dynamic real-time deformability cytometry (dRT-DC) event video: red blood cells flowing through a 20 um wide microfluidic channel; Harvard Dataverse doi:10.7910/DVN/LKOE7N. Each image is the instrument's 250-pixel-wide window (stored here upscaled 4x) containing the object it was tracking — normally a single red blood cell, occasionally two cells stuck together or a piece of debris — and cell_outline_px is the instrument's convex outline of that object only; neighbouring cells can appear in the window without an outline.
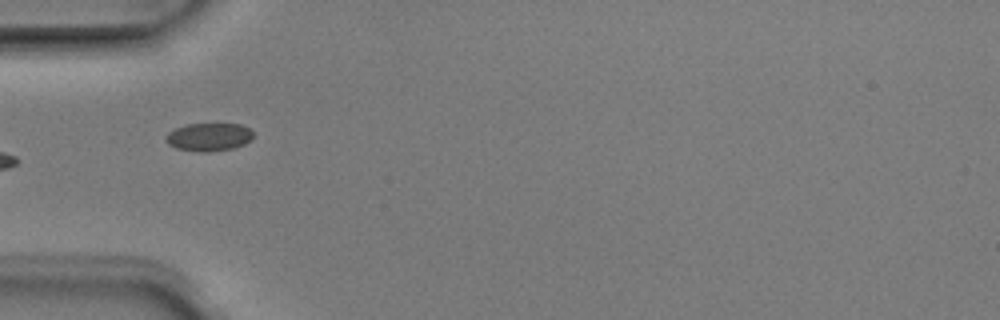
{"species": "Egyptian fruit bat (a non-hibernating species)", "species_latin": "Rousettus aegyptiacus", "temperature_condition": "room temperature", "stored_images_in_passage": 8, "camera_frame_rate_fps": 3000, "um_per_image_px": 0.085, "animal": {"sex": "male"}, "frame": {"image": 1, "passage_image": 6, "time_ms": 1.667, "image_size_px": [1000, 320], "cell_outline_px": [[252, 140], [244, 144], [232, 148], [208, 152], [200, 152], [176, 148], [168, 144], [164, 140], [164, 136], [168, 132], [184, 124], [240, 124], [248, 128], [252, 132]], "centroid_in_image_um": [17.71, 11.64], "position_along_channel_um": 67.3, "area_um2": 14.33}}
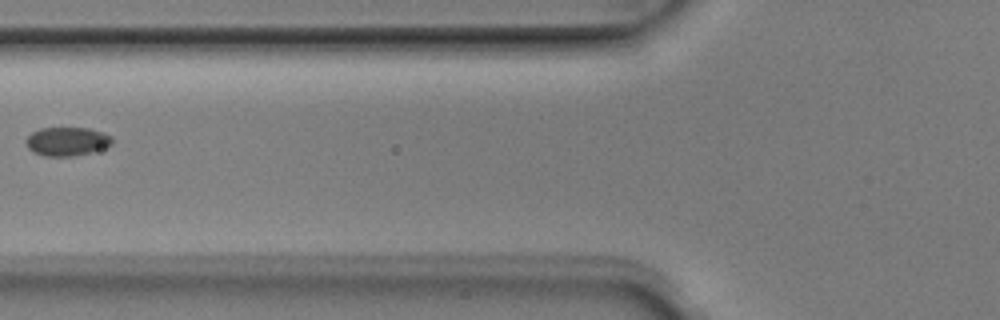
{"frame": {"image": 2, "passage_image": 7, "time_ms": 2.0, "image_size_px": [1000, 320], "cell_outline_px": [[112, 144], [92, 152], [72, 156], [44, 156], [32, 152], [28, 148], [24, 140], [32, 132], [40, 128], [88, 128], [104, 132], [112, 136]], "centroid_in_image_um": [5.68, 12.02], "position_along_channel_um": 120.1, "area_um2": 14.51}}
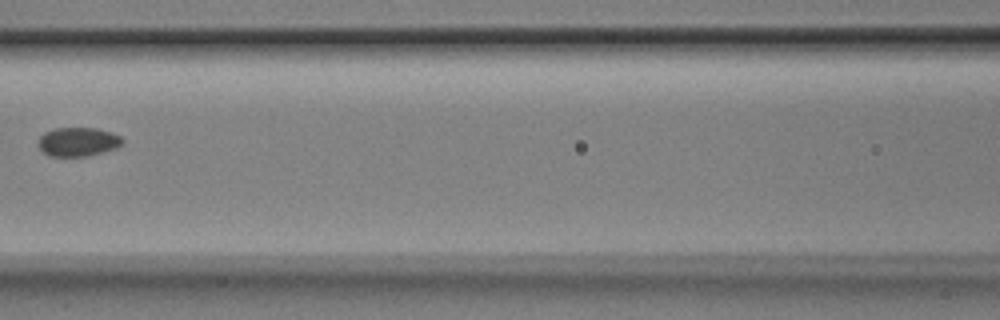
{"frame": {"image": 3, "passage_image": 8, "time_ms": 2.333, "image_size_px": [1000, 320], "cell_outline_px": [[124, 144], [116, 148], [88, 156], [48, 156], [40, 148], [36, 140], [44, 132], [56, 128], [96, 128], [112, 132], [120, 136], [124, 140]], "centroid_in_image_um": [6.63, 12.05], "position_along_channel_um": 160.0, "area_um2": 14.33}}